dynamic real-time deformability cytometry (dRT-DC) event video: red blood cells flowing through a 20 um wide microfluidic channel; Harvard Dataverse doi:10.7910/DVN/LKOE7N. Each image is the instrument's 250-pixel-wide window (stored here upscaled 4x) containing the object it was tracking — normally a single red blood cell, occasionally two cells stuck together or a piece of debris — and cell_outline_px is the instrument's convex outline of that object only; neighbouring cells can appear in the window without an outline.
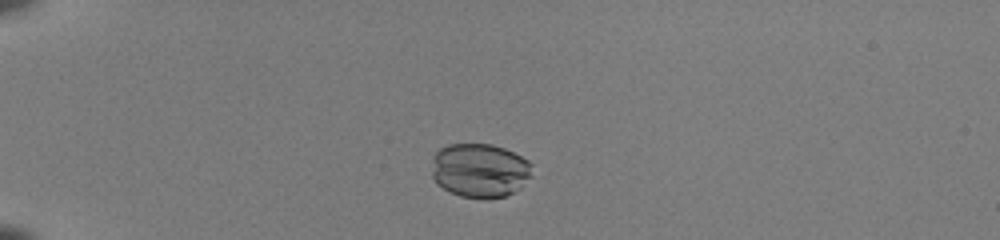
{"species": "common noctule bat (a hibernating species)", "species_latin": "Nyctalus noctula", "temperature_condition": "room temperature", "stored_images_in_passage": 45, "camera_frame_rate_fps": 3000, "um_per_image_px": 0.085, "animal": {"sex": "female", "body_mass_g": 22.0, "forearm_length_mm": 56.7}, "frame": {"image": 1, "passage_image": 8, "time_ms": 2.333, "image_size_px": [1000, 240], "cell_outline_px": [[532, 176], [520, 188], [504, 196], [488, 200], [484, 200], [460, 196], [448, 192], [436, 184], [432, 176], [432, 172], [436, 152], [440, 148], [448, 144], [492, 144], [504, 148], [528, 160], [532, 164]], "centroid_in_image_um": [40.79, 14.51], "position_along_channel_um": 44.2, "area_um2": 32.02}}
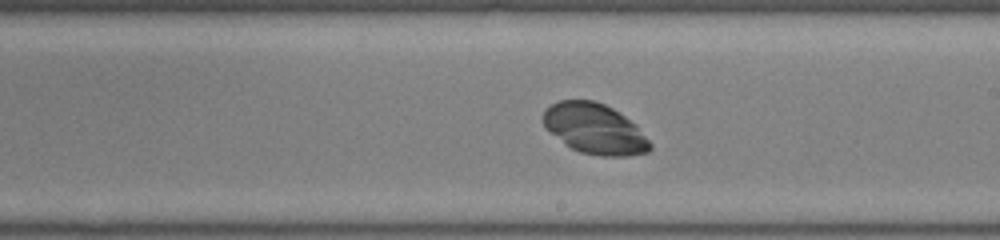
{"frame": {"image": 2, "passage_image": 26, "time_ms": 8.333, "image_size_px": [1000, 240], "cell_outline_px": [[652, 148], [648, 152], [628, 156], [600, 156], [580, 152], [572, 148], [544, 128], [544, 108], [560, 100], [592, 100], [604, 104], [612, 108], [636, 124], [652, 144]], "centroid_in_image_um": [50.56, 10.95], "position_along_channel_um": 238.4, "area_um2": 31.27}}
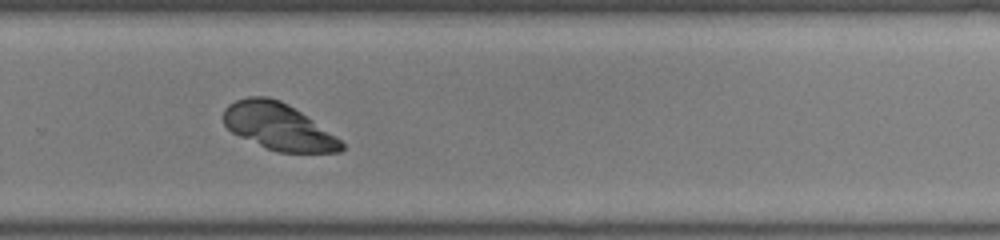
{"frame": {"image": 3, "passage_image": 31, "time_ms": 10.0, "image_size_px": [1000, 240], "cell_outline_px": [[344, 148], [340, 152], [276, 152], [240, 136], [232, 132], [224, 124], [224, 108], [228, 104], [236, 100], [248, 96], [268, 96], [280, 100], [288, 104], [336, 136], [344, 144]], "centroid_in_image_um": [23.65, 10.74], "position_along_channel_um": 306.2, "area_um2": 31.79}}